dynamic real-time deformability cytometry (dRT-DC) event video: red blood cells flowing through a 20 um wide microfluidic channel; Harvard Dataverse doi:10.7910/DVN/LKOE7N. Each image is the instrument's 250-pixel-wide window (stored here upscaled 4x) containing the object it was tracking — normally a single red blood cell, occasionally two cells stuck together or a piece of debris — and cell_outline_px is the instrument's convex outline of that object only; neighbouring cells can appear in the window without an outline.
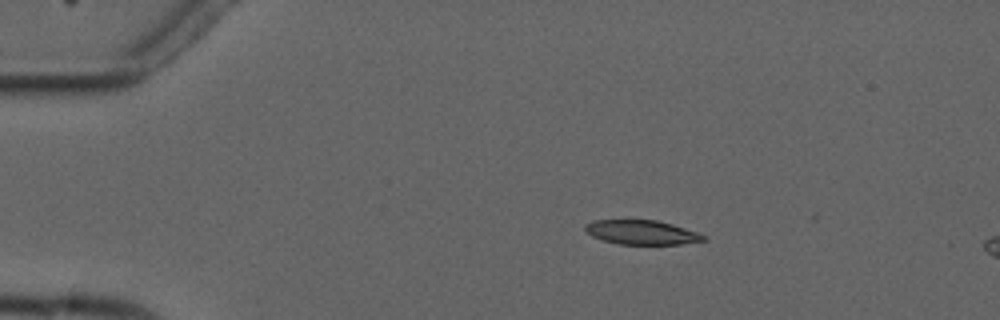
{"species": "common noctule bat (a hibernating species)", "species_latin": "Nyctalus noctula", "temperature_condition": "cold", "stored_images_in_passage": 5, "camera_frame_rate_fps": 3000, "um_per_image_px": 0.085, "animal": {"sex": "male", "forearm_length_mm": 52.5}, "frame": {"image": 1, "passage_image": 3, "time_ms": 2.333, "image_size_px": [1000, 320], "cell_outline_px": [[708, 240], [680, 244], [620, 244], [604, 240], [592, 236], [584, 228], [584, 224], [592, 220], [656, 220], [672, 224], [708, 236]], "centroid_in_image_um": [54.56, 19.75], "position_along_channel_um": 30.4, "area_um2": 16.7}}